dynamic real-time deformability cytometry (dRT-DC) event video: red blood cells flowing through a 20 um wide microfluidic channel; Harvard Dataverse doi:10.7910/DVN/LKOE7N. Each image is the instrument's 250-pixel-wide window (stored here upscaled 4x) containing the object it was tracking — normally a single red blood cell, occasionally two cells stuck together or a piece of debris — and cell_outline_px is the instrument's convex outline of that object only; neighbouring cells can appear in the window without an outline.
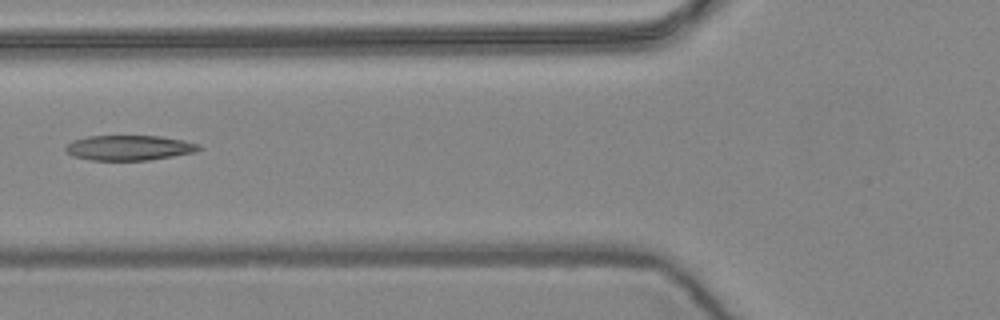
{"species": "common noctule bat (a hibernating species)", "species_latin": "Nyctalus noctula", "temperature_condition": "warm", "stored_images_in_passage": 10, "camera_frame_rate_fps": 3000, "um_per_image_px": 0.085, "animal": {"sex": "female", "body_mass_g": 24.6, "forearm_length_mm": 56.2}, "frame": {"image": 1, "passage_image": 6, "time_ms": 1.667, "image_size_px": [1000, 320], "cell_outline_px": [[204, 148], [196, 152], [148, 160], [92, 160], [72, 156], [64, 148], [72, 140], [88, 136], [160, 136], [184, 140], [200, 144]], "centroid_in_image_um": [11.01, 12.56], "position_along_channel_um": 114.8, "area_um2": 19.54}}
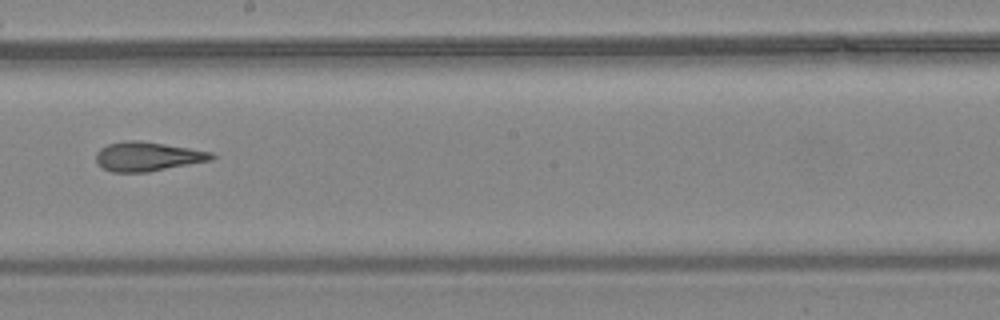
{"frame": {"image": 2, "passage_image": 9, "time_ms": 2.667, "image_size_px": [1000, 320], "cell_outline_px": [[216, 156], [212, 160], [148, 172], [112, 172], [96, 164], [96, 152], [100, 148], [108, 144], [128, 140], [140, 140], [212, 152]], "centroid_in_image_um": [12.52, 13.3], "position_along_channel_um": 235.7, "area_um2": 19.65}}
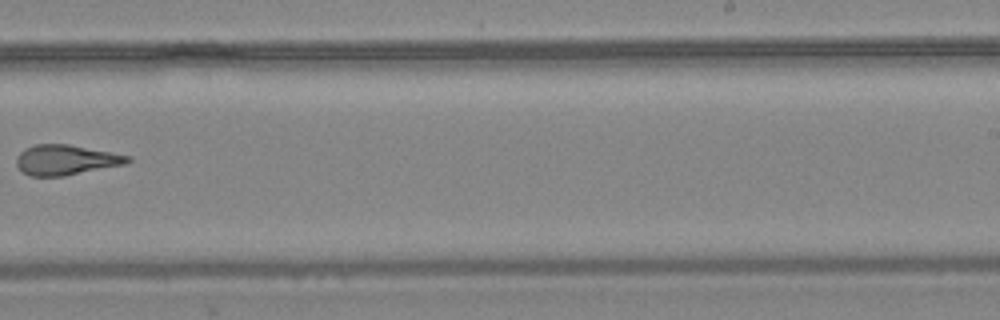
{"frame": {"image": 3, "passage_image": 10, "time_ms": 3.0, "image_size_px": [1000, 320], "cell_outline_px": [[132, 160], [124, 164], [64, 176], [32, 176], [24, 172], [16, 164], [16, 156], [24, 148], [36, 144], [68, 144], [112, 152], [132, 156]], "centroid_in_image_um": [5.6, 13.58], "position_along_channel_um": 283.4, "area_um2": 19.48}}